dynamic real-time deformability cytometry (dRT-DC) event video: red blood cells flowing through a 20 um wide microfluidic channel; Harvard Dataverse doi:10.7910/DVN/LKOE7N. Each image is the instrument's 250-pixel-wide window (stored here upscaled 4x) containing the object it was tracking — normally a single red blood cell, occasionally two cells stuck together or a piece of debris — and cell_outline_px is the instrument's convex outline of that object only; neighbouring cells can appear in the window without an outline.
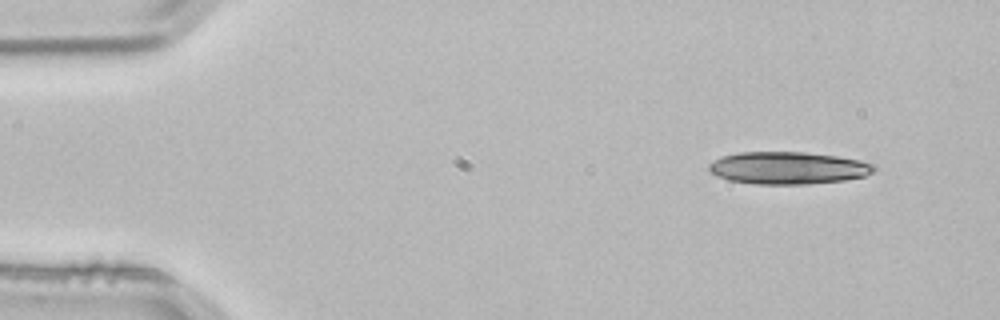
{"species": "common noctule bat (a hibernating species)", "species_latin": "Nyctalus noctula", "temperature_condition": "room temperature", "stored_images_in_passage": 3, "camera_frame_rate_fps": 3000, "um_per_image_px": 0.085, "animal": {"sex": "male", "body_mass_g": 21.5, "forearm_length_mm": 52.0}, "frame": {"image": 1, "passage_image": 1, "time_ms": 0.0, "image_size_px": [1000, 320], "cell_outline_px": [[876, 168], [872, 172], [864, 176], [844, 180], [808, 184], [756, 184], [728, 180], [716, 176], [708, 168], [708, 164], [712, 160], [724, 156], [740, 152], [804, 152], [836, 156], [860, 160], [876, 164]], "centroid_in_image_um": [66.98, 14.27], "position_along_channel_um": 18.0, "area_um2": 31.15}}